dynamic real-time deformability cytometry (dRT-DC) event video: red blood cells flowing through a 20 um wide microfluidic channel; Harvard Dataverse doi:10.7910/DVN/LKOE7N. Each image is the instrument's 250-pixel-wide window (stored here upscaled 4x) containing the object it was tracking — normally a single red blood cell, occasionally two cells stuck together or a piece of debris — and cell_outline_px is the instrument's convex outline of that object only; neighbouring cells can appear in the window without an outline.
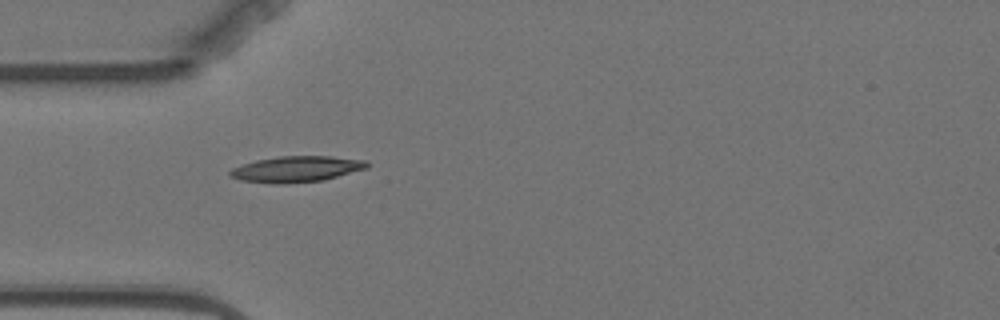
{"species": "Egyptian fruit bat (a non-hibernating species)", "species_latin": "Rousettus aegyptiacus", "temperature_condition": "warm", "stored_images_in_passage": 14, "camera_frame_rate_fps": 3000, "um_per_image_px": 0.085, "animal": {"sex": "female"}, "frame": {"image": 1, "passage_image": 4, "time_ms": 4.667, "image_size_px": [1000, 320], "cell_outline_px": [[368, 168], [324, 180], [284, 184], [272, 184], [240, 180], [228, 176], [228, 172], [232, 168], [256, 160], [280, 156], [332, 156], [364, 160], [368, 164]], "centroid_in_image_um": [25.17, 14.38], "position_along_channel_um": 59.8, "area_um2": 20.81}}
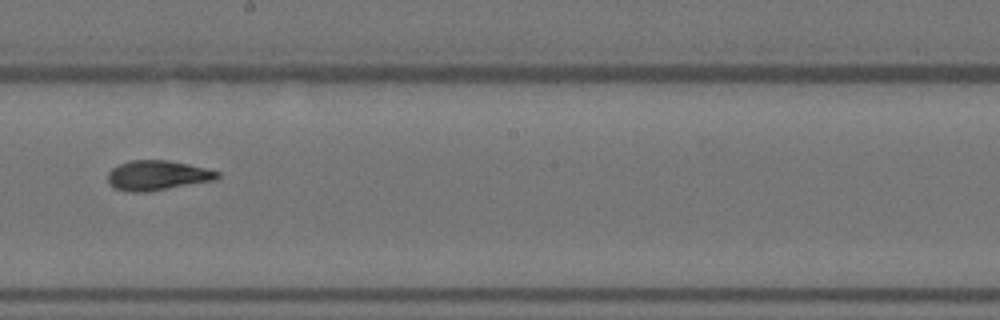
{"frame": {"image": 2, "passage_image": 8, "time_ms": 9.667, "image_size_px": [1000, 320], "cell_outline_px": [[220, 176], [216, 180], [144, 192], [132, 192], [112, 188], [108, 180], [108, 172], [112, 168], [128, 160], [168, 160], [188, 164], [220, 172]], "centroid_in_image_um": [13.36, 14.9], "position_along_channel_um": 234.8, "area_um2": 18.96}}
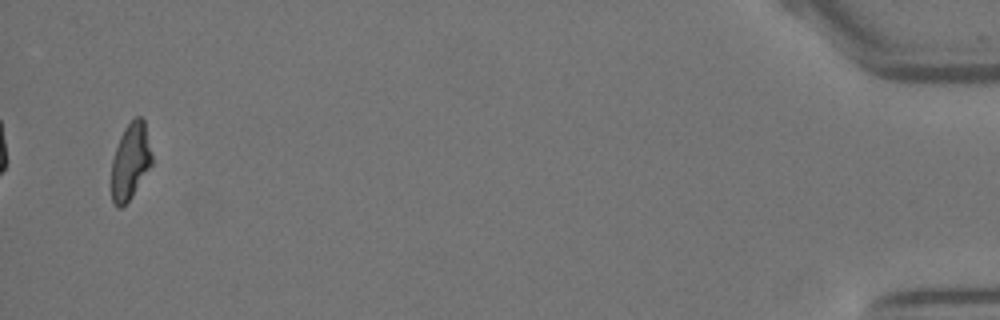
{"frame": {"image": 3, "passage_image": 14, "time_ms": 17.667, "image_size_px": [1000, 320], "cell_outline_px": [[152, 164], [132, 196], [120, 208], [116, 208], [112, 200], [112, 160], [120, 136], [124, 128], [136, 116], [140, 116], [144, 120], [152, 156]], "centroid_in_image_um": [11.08, 13.71], "position_along_channel_um": 424.1, "area_um2": 17.74}, "authors_computed_cell_mechanics": {"area_um2": 18.9295, "velocity_mm_per_s": 3.4963, "shape_relaxation_time_tau1_ms": 4.2333, "shape_relaxation_time_tau2_ms": null, "deformation_change_tau1": 0.1493, "deformation_change_tau2": null}}